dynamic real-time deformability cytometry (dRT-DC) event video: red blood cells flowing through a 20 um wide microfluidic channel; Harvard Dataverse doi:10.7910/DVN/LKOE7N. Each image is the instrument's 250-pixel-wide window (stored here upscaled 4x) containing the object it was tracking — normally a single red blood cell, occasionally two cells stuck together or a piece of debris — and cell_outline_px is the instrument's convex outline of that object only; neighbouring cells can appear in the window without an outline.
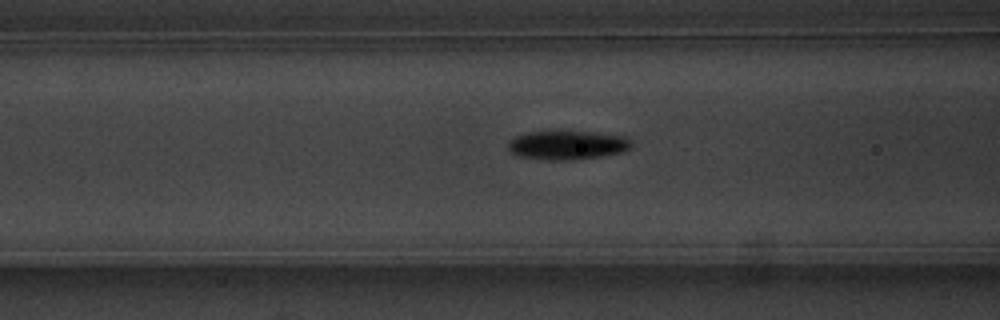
{"species": "common noctule bat (a hibernating species)", "species_latin": "Nyctalus noctula", "temperature_condition": "warm", "stored_images_in_passage": 27, "camera_frame_rate_fps": 3000, "um_per_image_px": 0.085, "animal": {"sex": "male", "body_mass_g": 20.1, "forearm_length_mm": 53.5}, "frame": {"image": 1, "passage_image": 5, "time_ms": 1.333, "image_size_px": [1000, 320], "cell_outline_px": [[632, 148], [624, 152], [600, 156], [572, 160], [548, 160], [520, 156], [512, 152], [508, 148], [508, 144], [516, 136], [528, 132], [596, 132], [624, 136], [632, 140]], "centroid_in_image_um": [48.3, 12.34], "position_along_channel_um": 118.3, "area_um2": 20.63}}
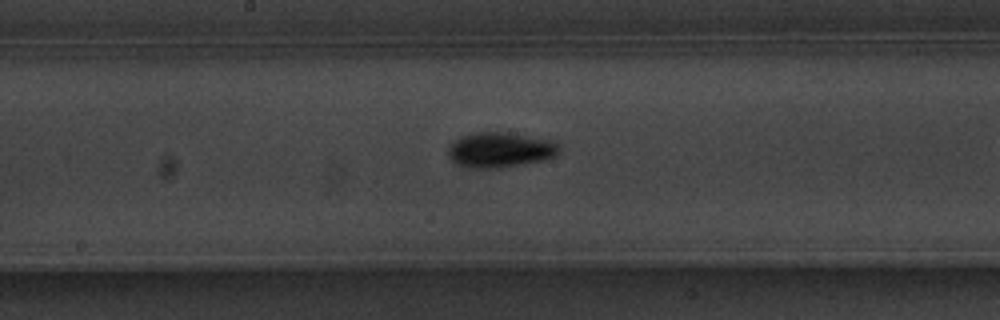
{"frame": {"image": 2, "passage_image": 12, "time_ms": 3.667, "image_size_px": [1000, 320], "cell_outline_px": [[560, 152], [556, 156], [544, 160], [496, 168], [464, 168], [456, 164], [448, 156], [448, 144], [452, 140], [460, 136], [476, 132], [508, 132], [552, 140], [560, 144]], "centroid_in_image_um": [42.48, 12.73], "position_along_channel_um": 205.7, "area_um2": 23.18}}